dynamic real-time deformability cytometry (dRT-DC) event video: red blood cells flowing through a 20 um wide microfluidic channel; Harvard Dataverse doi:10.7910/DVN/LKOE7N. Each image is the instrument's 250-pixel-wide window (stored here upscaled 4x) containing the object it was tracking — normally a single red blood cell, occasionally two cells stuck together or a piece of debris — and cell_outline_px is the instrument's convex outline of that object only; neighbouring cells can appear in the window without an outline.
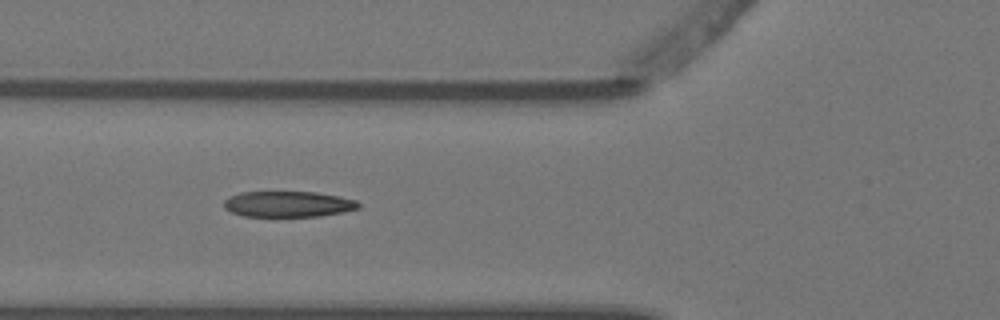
{"species": "Egyptian fruit bat (a non-hibernating species)", "species_latin": "Rousettus aegyptiacus", "temperature_condition": "warm", "stored_images_in_passage": 6, "camera_frame_rate_fps": 3000, "um_per_image_px": 0.085, "animal": {"sex": "female"}, "frame": {"image": 1, "passage_image": 6, "time_ms": 1.667, "image_size_px": [1000, 320], "cell_outline_px": [[360, 208], [344, 212], [320, 216], [244, 216], [232, 212], [224, 208], [224, 200], [228, 196], [240, 192], [316, 192], [340, 196], [356, 200], [360, 204]], "centroid_in_image_um": [24.5, 17.34], "position_along_channel_um": 101.3, "area_um2": 20.35}}